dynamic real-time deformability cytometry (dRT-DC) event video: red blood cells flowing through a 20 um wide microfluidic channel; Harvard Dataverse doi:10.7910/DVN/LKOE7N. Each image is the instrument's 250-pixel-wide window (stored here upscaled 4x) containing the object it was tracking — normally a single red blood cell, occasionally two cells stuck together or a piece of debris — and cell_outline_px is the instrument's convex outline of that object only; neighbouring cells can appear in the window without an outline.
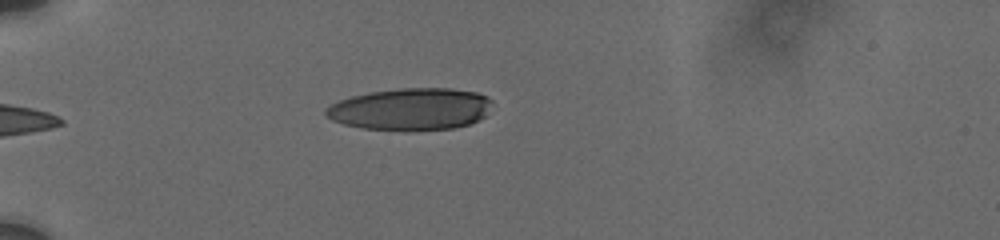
{"species": "human", "species_latin": "Homo sapiens", "temperature_condition": "cold", "stored_images_in_passage": 3, "camera_frame_rate_fps": 3000, "um_per_image_px": 0.085, "donor": {"sex": "male"}, "frame": {"image": 1, "passage_image": 1, "time_ms": 0.0, "image_size_px": [1000, 240], "cell_outline_px": [[492, 100], [484, 116], [480, 120], [468, 124], [452, 128], [364, 128], [344, 124], [332, 120], [324, 116], [324, 112], [332, 104], [340, 100], [352, 96], [368, 92], [400, 88], [452, 88], [476, 92], [488, 96]], "centroid_in_image_um": [34.91, 9.23], "position_along_channel_um": 50.1, "area_um2": 39.82}}
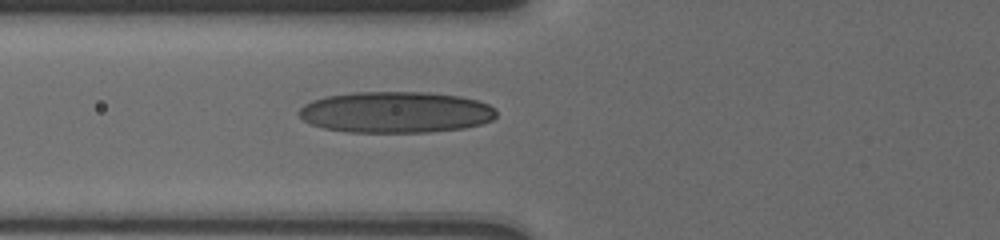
{"frame": {"image": 2, "passage_image": 3, "time_ms": 2.0, "image_size_px": [1000, 240], "cell_outline_px": [[496, 116], [492, 120], [480, 124], [464, 128], [428, 132], [348, 132], [324, 128], [312, 124], [304, 120], [296, 112], [304, 104], [312, 100], [324, 96], [356, 92], [428, 92], [460, 96], [476, 100], [488, 104], [496, 108]], "centroid_in_image_um": [33.63, 9.53], "position_along_channel_um": 92.2, "area_um2": 47.63}}